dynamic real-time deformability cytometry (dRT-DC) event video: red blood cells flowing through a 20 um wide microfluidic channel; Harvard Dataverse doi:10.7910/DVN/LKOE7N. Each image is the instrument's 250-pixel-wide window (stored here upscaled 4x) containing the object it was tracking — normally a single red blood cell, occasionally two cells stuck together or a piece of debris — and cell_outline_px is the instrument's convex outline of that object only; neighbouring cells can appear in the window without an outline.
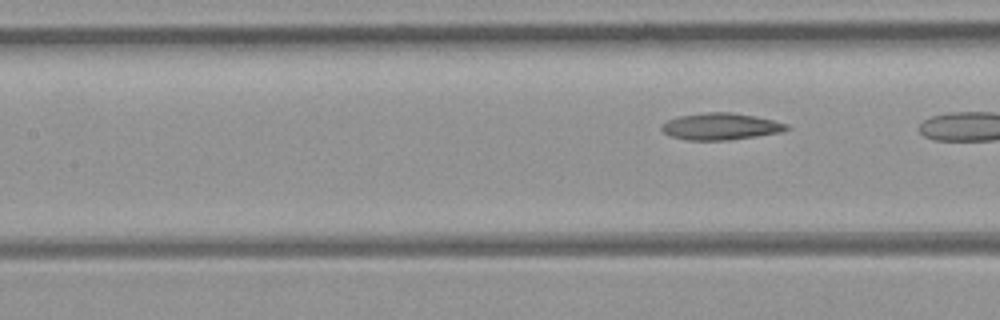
{"species": "common noctule bat (a hibernating species)", "species_latin": "Nyctalus noctula", "temperature_condition": "room temperature", "stored_images_in_passage": 8, "camera_frame_rate_fps": 3000, "um_per_image_px": 0.085, "animal": {"sex": "female", "body_mass_g": 21.9}, "frame": {"image": 1, "passage_image": 8, "time_ms": 2.333, "image_size_px": [1000, 320], "cell_outline_px": [[792, 128], [780, 132], [756, 136], [728, 140], [688, 140], [672, 136], [664, 132], [660, 128], [660, 124], [668, 120], [680, 116], [704, 112], [732, 112], [756, 116], [788, 124]], "centroid_in_image_um": [61.26, 10.74], "position_along_channel_um": 146.1, "area_um2": 19.48}}